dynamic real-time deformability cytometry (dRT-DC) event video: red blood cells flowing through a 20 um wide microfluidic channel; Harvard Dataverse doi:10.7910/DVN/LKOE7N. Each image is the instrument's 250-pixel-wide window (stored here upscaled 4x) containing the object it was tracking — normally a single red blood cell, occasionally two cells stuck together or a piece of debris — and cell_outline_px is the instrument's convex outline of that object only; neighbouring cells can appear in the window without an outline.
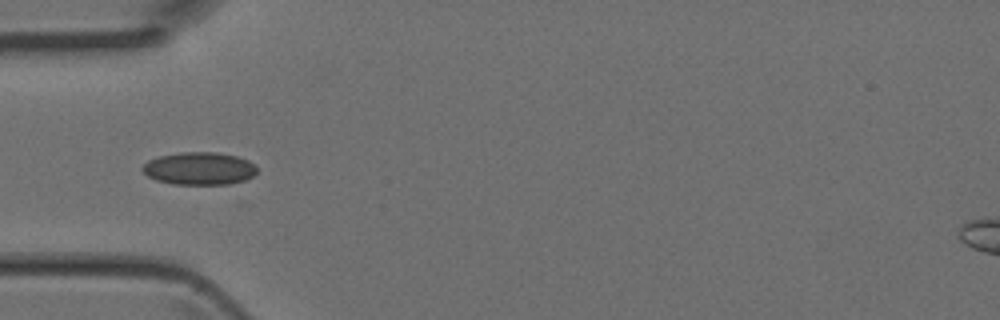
{"species": "Egyptian fruit bat (a non-hibernating species)", "species_latin": "Rousettus aegyptiacus", "temperature_condition": "room temperature", "stored_images_in_passage": 3, "camera_frame_rate_fps": 3000, "um_per_image_px": 0.085, "animal": {"sex": "female"}, "frame": {"image": 1, "passage_image": 1, "time_ms": 0.0, "image_size_px": [1000, 320], "cell_outline_px": [[256, 172], [252, 176], [244, 180], [228, 184], [172, 184], [156, 180], [148, 176], [140, 168], [148, 160], [160, 156], [180, 152], [216, 152], [236, 156], [248, 160], [256, 168]], "centroid_in_image_um": [16.91, 14.32], "position_along_channel_um": 68.1, "area_um2": 21.68}}
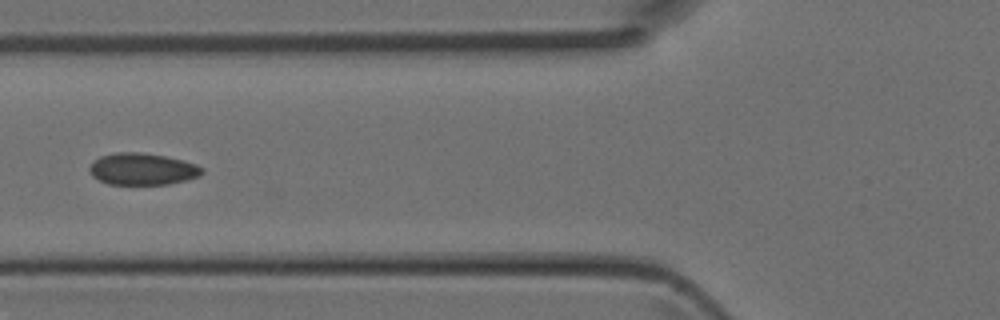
{"frame": {"image": 2, "passage_image": 2, "time_ms": 0.333, "image_size_px": [1000, 320], "cell_outline_px": [[204, 172], [200, 176], [168, 184], [108, 184], [92, 176], [88, 168], [100, 156], [116, 152], [144, 152], [164, 156], [196, 164], [204, 168]], "centroid_in_image_um": [12.11, 14.36], "position_along_channel_um": 113.7, "area_um2": 20.75}}
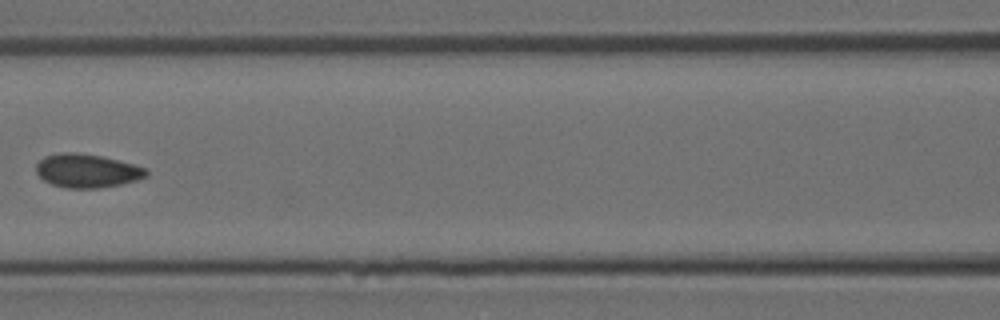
{"frame": {"image": 3, "passage_image": 3, "time_ms": 0.667, "image_size_px": [1000, 320], "cell_outline_px": [[148, 176], [136, 180], [120, 184], [100, 188], [64, 188], [52, 184], [44, 180], [36, 172], [36, 164], [44, 156], [64, 152], [76, 152], [100, 156], [132, 164], [144, 168], [148, 172]], "centroid_in_image_um": [7.36, 14.52], "position_along_channel_um": 159.2, "area_um2": 21.39}}